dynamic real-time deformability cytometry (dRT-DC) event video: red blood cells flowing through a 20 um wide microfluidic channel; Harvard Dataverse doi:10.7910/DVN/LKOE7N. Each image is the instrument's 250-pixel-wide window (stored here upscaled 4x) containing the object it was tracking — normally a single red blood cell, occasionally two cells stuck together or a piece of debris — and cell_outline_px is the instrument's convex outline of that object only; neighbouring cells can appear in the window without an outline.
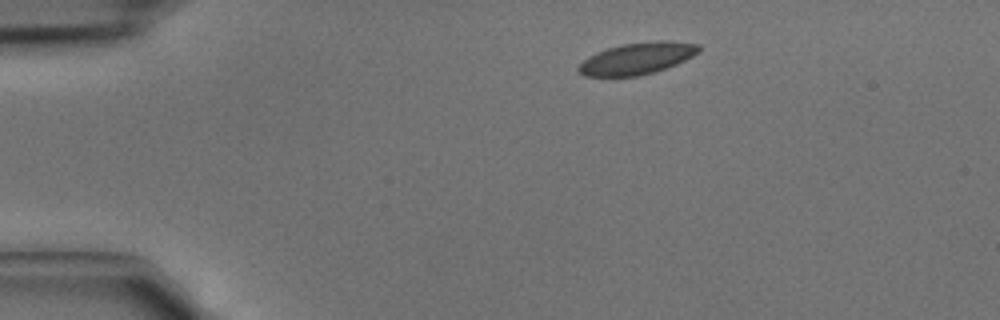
{"species": "common noctule bat (a hibernating species)", "species_latin": "Nyctalus noctula", "temperature_condition": "cold", "stored_images_in_passage": 2, "camera_frame_rate_fps": 3000, "um_per_image_px": 0.085, "animal": {"sex": "male", "body_mass_g": 15.6}, "frame": {"image": 1, "passage_image": 2, "time_ms": 0.333, "image_size_px": [1000, 320], "cell_outline_px": [[700, 52], [676, 64], [640, 76], [584, 76], [576, 68], [588, 56], [596, 52], [620, 44], [652, 40], [668, 40], [700, 44]], "centroid_in_image_um": [54.16, 4.94], "position_along_channel_um": 30.8, "area_um2": 22.31}}